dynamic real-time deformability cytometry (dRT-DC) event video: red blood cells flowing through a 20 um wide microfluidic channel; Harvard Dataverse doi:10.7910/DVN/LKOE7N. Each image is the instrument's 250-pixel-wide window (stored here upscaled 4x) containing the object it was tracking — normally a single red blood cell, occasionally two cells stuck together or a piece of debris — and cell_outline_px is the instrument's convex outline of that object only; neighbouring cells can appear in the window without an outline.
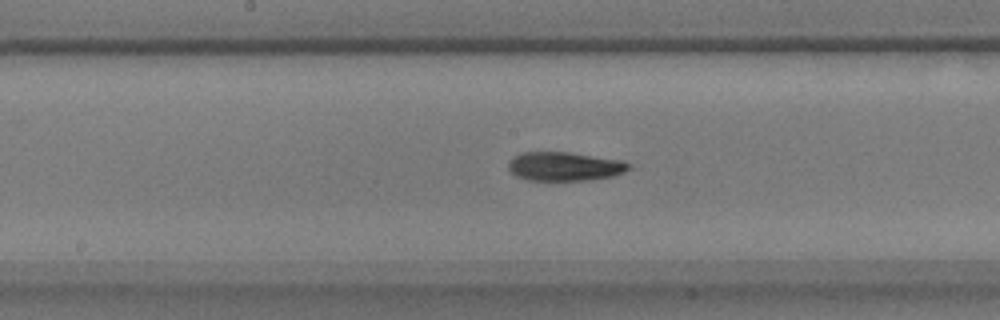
{"species": "common noctule bat (a hibernating species)", "species_latin": "Nyctalus noctula", "temperature_condition": "warm", "stored_images_in_passage": 41, "camera_frame_rate_fps": 3000, "um_per_image_px": 0.085, "animal": {"sex": "male", "body_mass_g": 17.9}, "frame": {"image": 1, "passage_image": 17, "time_ms": 5.333, "image_size_px": [1000, 320], "cell_outline_px": [[628, 168], [624, 172], [612, 176], [588, 180], [528, 180], [516, 176], [508, 168], [508, 160], [512, 156], [520, 152], [568, 152], [624, 160], [628, 164]], "centroid_in_image_um": [47.94, 14.13], "position_along_channel_um": 200.3, "area_um2": 20.29}}
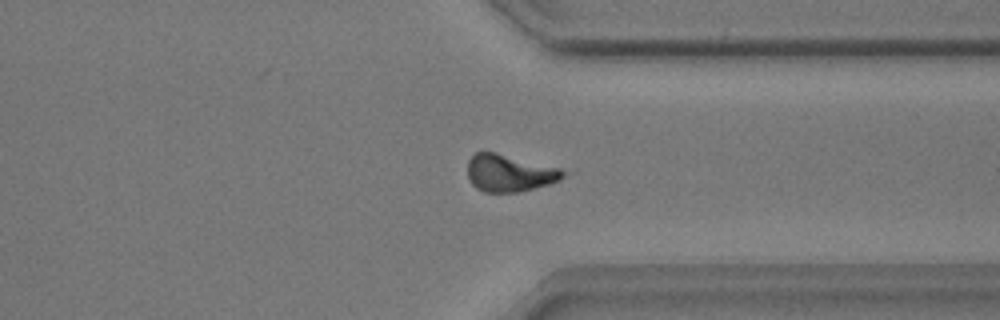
{"frame": {"image": 2, "passage_image": 30, "time_ms": 9.667, "image_size_px": [1000, 320], "cell_outline_px": [[568, 172], [560, 180], [548, 184], [520, 192], [484, 192], [476, 188], [472, 184], [468, 176], [468, 160], [476, 152], [496, 152], [560, 168]], "centroid_in_image_um": [43.31, 14.71], "position_along_channel_um": 368.1, "area_um2": 20.69}}
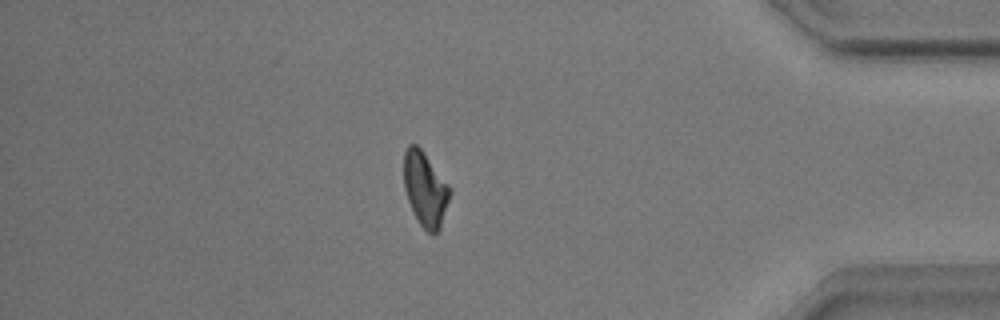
{"frame": {"image": 3, "passage_image": 35, "time_ms": 11.333, "image_size_px": [1000, 320], "cell_outline_px": [[448, 200], [440, 228], [432, 236], [420, 224], [408, 200], [404, 188], [404, 152], [408, 144], [416, 144], [420, 148], [448, 184]], "centroid_in_image_um": [36.1, 16.06], "position_along_channel_um": 399.1, "area_um2": 19.31}, "authors_computed_cell_mechanics": {"area_um2": 20.4612, "velocity_mm_per_s": 3.8931, "shape_relaxation_time_tau1_ms": 3.0789, "shape_relaxation_time_tau2_ms": null, "deformation_change_tau1": 0.1294, "deformation_change_tau2": null}}